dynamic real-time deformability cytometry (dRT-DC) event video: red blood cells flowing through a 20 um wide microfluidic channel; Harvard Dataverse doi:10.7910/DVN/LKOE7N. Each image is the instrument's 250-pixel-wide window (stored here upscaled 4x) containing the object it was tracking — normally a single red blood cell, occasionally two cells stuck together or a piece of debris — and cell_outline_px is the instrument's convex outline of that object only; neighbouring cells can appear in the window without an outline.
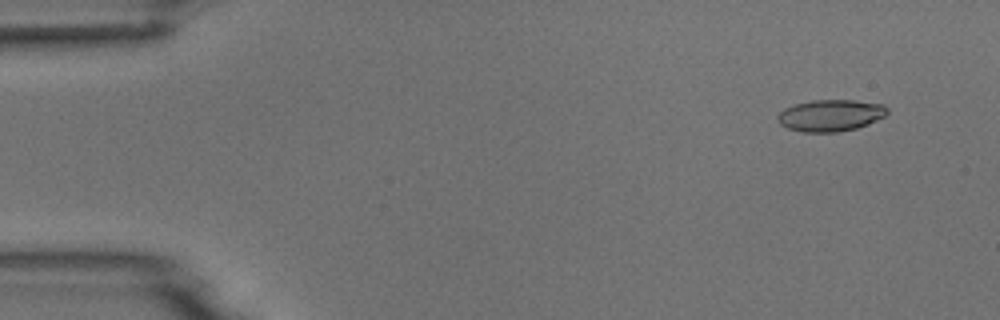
{"species": "common noctule bat (a hibernating species)", "species_latin": "Nyctalus noctula", "temperature_condition": "room temperature", "stored_images_in_passage": 4, "camera_frame_rate_fps": 3000, "um_per_image_px": 0.085, "animal": {"sex": "male", "body_mass_g": 18.8}, "frame": {"image": 1, "passage_image": 1, "time_ms": 0.0, "image_size_px": [1000, 320], "cell_outline_px": [[888, 112], [884, 116], [868, 124], [856, 128], [836, 132], [804, 132], [788, 128], [780, 124], [776, 120], [776, 116], [784, 108], [796, 104], [812, 100], [856, 100], [884, 104], [888, 108]], "centroid_in_image_um": [70.59, 9.8], "position_along_channel_um": 14.4, "area_um2": 20.29}}
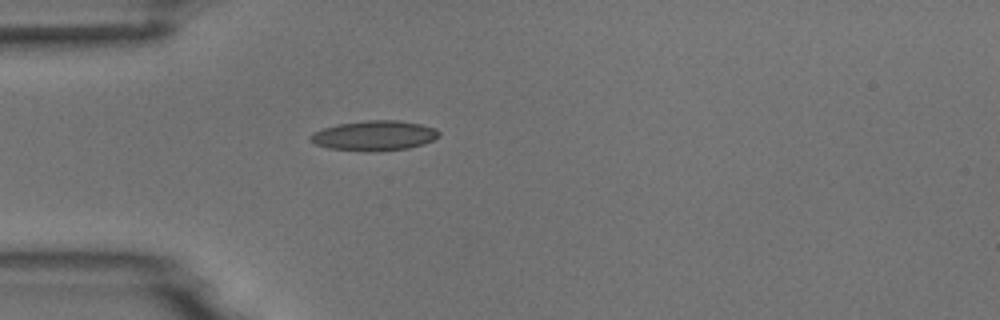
{"frame": {"image": 2, "passage_image": 4, "time_ms": 3.667, "image_size_px": [1000, 320], "cell_outline_px": [[440, 136], [424, 144], [408, 148], [376, 152], [368, 152], [328, 148], [316, 144], [308, 136], [312, 132], [336, 124], [368, 120], [396, 120], [420, 124], [436, 128], [440, 132]], "centroid_in_image_um": [31.82, 11.53], "position_along_channel_um": 53.2, "area_um2": 22.6}}